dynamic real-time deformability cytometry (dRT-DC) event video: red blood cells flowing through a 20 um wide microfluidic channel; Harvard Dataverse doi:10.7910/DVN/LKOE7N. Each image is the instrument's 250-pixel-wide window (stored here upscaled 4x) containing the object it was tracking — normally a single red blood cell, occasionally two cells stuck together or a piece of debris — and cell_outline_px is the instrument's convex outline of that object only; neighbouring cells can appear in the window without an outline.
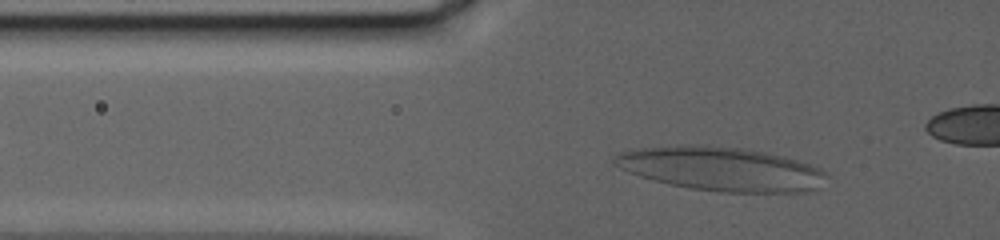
{"species": "human", "species_latin": "Homo sapiens", "temperature_condition": "warm", "stored_images_in_passage": 53, "camera_frame_rate_fps": 3000, "um_per_image_px": 0.085, "donor": {"sex": "female"}, "frame": {"image": 1, "passage_image": 7, "time_ms": 2.0, "image_size_px": [1000, 240], "cell_outline_px": [[828, 176], [808, 192], [724, 192], [692, 188], [672, 184], [640, 176], [628, 172], [612, 164], [612, 160], [620, 152], [644, 148], [744, 148], [768, 152], [784, 156], [820, 168]], "centroid_in_image_um": [61.35, 14.39], "position_along_channel_um": 64.4, "area_um2": 52.19}}
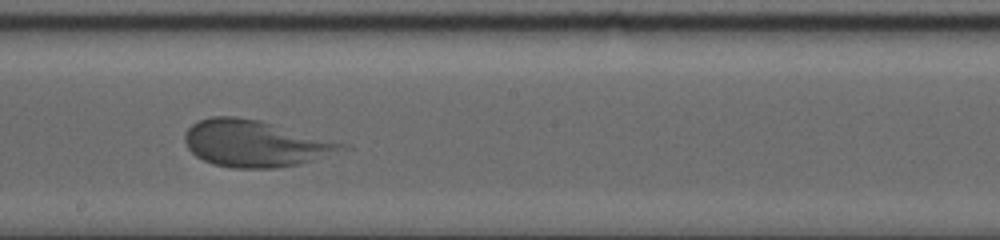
{"frame": {"image": 2, "passage_image": 37, "time_ms": 12.0, "image_size_px": [1000, 240], "cell_outline_px": [[352, 148], [296, 164], [276, 168], [232, 168], [212, 164], [196, 156], [188, 148], [184, 140], [184, 136], [188, 128], [192, 124], [200, 120], [212, 116], [236, 116], [260, 120], [352, 144]], "centroid_in_image_um": [21.73, 12.18], "position_along_channel_um": 226.5, "area_um2": 42.89}}
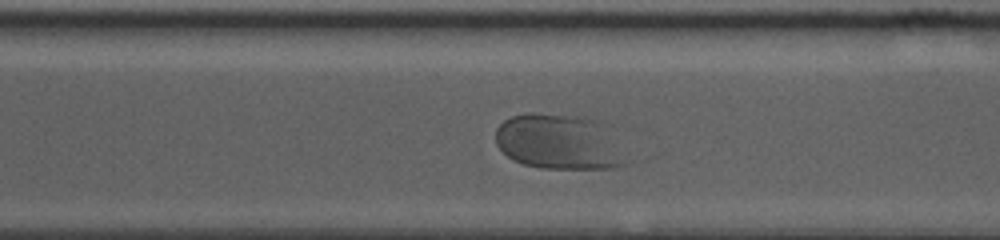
{"frame": {"image": 3, "passage_image": 53, "time_ms": 17.333, "image_size_px": [1000, 240], "cell_outline_px": [[628, 164], [612, 168], [544, 168], [524, 164], [512, 160], [496, 144], [496, 128], [504, 120], [512, 116], [528, 112], [532, 112], [584, 116], [600, 120]], "centroid_in_image_um": [47.44, 12.04], "position_along_channel_um": 323.2, "area_um2": 41.73}}